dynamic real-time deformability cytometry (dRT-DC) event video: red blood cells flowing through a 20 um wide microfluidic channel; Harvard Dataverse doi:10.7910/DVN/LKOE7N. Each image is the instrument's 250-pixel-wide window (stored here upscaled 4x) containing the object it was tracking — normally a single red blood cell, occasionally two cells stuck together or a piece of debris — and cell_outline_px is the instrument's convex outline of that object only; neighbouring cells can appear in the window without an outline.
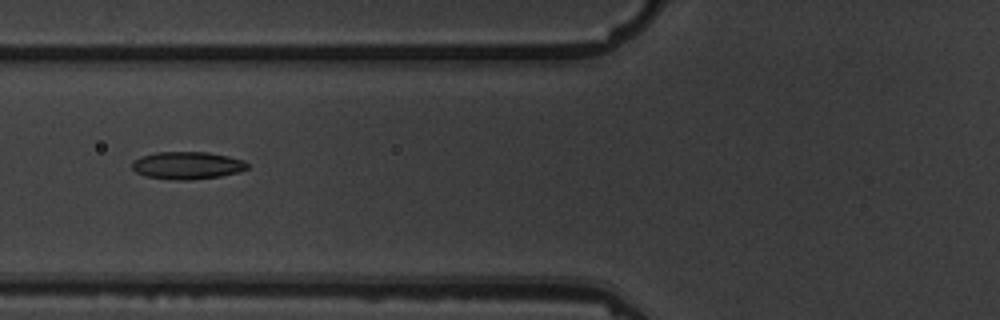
{"species": "common noctule bat (a hibernating species)", "species_latin": "Nyctalus noctula", "temperature_condition": "warm", "stored_images_in_passage": 11, "camera_frame_rate_fps": 3000, "um_per_image_px": 0.085, "animal": {"sex": "male", "body_mass_g": 19.5, "forearm_length_mm": 54.6}, "frame": {"image": 1, "passage_image": 7, "time_ms": 7.667, "image_size_px": [1000, 320], "cell_outline_px": [[248, 168], [240, 172], [220, 176], [188, 180], [172, 180], [144, 176], [136, 172], [132, 168], [132, 160], [140, 156], [156, 152], [208, 152], [228, 156], [244, 160], [248, 164]], "centroid_in_image_um": [15.9, 14.06], "position_along_channel_um": 109.9, "area_um2": 18.67}}
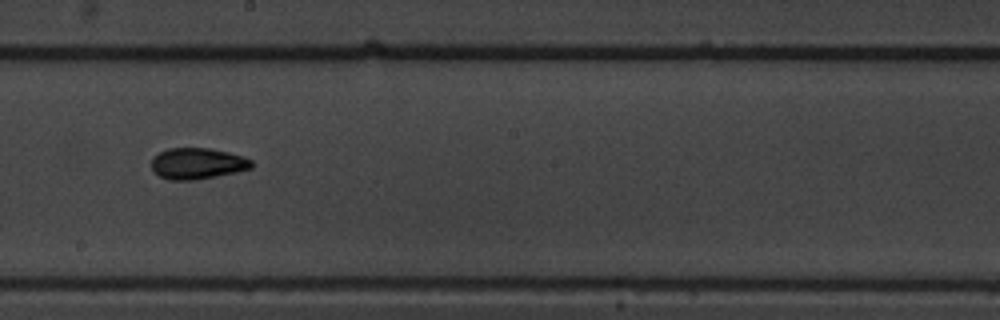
{"frame": {"image": 2, "passage_image": 10, "time_ms": 11.0, "image_size_px": [1000, 320], "cell_outline_px": [[252, 168], [236, 172], [216, 176], [192, 180], [168, 180], [152, 172], [152, 156], [168, 148], [208, 148], [228, 152], [244, 156], [252, 160]], "centroid_in_image_um": [16.76, 13.9], "position_along_channel_um": 231.4, "area_um2": 18.26}}
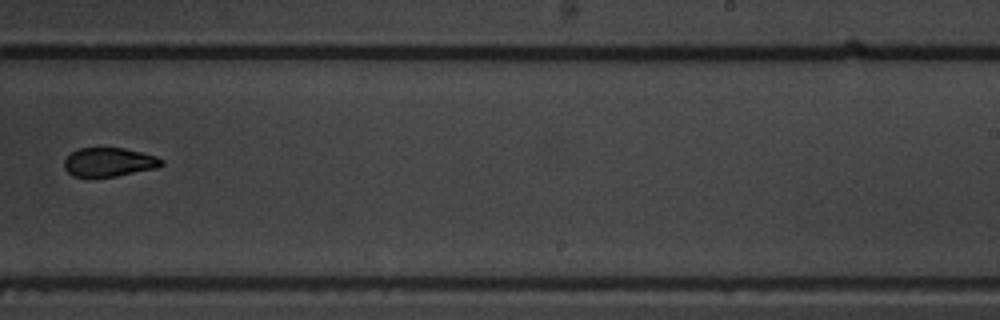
{"frame": {"image": 3, "passage_image": 11, "time_ms": 12.333, "image_size_px": [1000, 320], "cell_outline_px": [[164, 164], [156, 168], [116, 176], [72, 176], [64, 168], [64, 160], [72, 152], [80, 148], [124, 148], [156, 156], [164, 160]], "centroid_in_image_um": [9.28, 13.77], "position_along_channel_um": 279.7, "area_um2": 16.18}}